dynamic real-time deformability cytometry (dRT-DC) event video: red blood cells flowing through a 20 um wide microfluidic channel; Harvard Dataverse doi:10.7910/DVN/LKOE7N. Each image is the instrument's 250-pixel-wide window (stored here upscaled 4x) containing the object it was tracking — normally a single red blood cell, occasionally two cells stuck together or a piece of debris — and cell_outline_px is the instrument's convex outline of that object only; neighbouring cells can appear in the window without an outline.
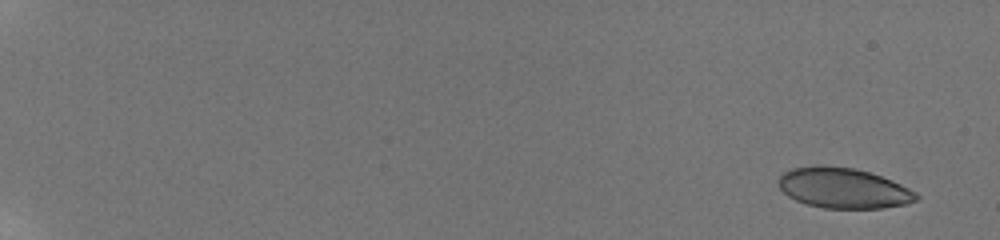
{"species": "human", "species_latin": "Homo sapiens", "temperature_condition": "room temperature", "stored_images_in_passage": 10, "camera_frame_rate_fps": 3000, "um_per_image_px": 0.085, "donor": {"sex": "male"}, "frame": {"image": 1, "passage_image": 1, "time_ms": 0.0, "image_size_px": [1000, 240], "cell_outline_px": [[920, 196], [916, 200], [908, 204], [884, 208], [824, 208], [808, 204], [796, 200], [788, 196], [780, 188], [780, 176], [784, 172], [792, 168], [820, 164], [856, 168], [892, 180], [916, 192]], "centroid_in_image_um": [71.71, 15.98], "position_along_channel_um": 13.3, "area_um2": 32.43}}
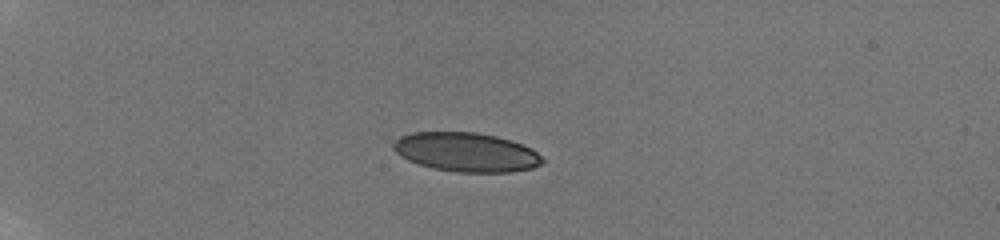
{"frame": {"image": 2, "passage_image": 6, "time_ms": 5.0, "image_size_px": [1000, 240], "cell_outline_px": [[544, 160], [540, 164], [532, 168], [512, 172], [456, 172], [432, 168], [408, 160], [400, 156], [392, 148], [392, 144], [400, 136], [412, 132], [476, 132], [496, 136], [512, 140], [532, 148]], "centroid_in_image_um": [39.62, 12.93], "position_along_channel_um": 45.4, "area_um2": 34.04}}